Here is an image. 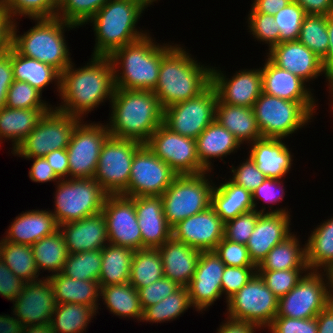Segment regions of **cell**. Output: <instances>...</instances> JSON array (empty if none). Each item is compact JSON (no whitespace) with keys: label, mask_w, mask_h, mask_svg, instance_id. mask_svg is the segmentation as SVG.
I'll return each instance as SVG.
<instances>
[{"label":"cell","mask_w":333,"mask_h":333,"mask_svg":"<svg viewBox=\"0 0 333 333\" xmlns=\"http://www.w3.org/2000/svg\"><path fill=\"white\" fill-rule=\"evenodd\" d=\"M181 286L169 278H161L147 287L137 289L142 309L157 304L165 297L177 291Z\"/></svg>","instance_id":"94428289"},{"label":"cell","mask_w":333,"mask_h":333,"mask_svg":"<svg viewBox=\"0 0 333 333\" xmlns=\"http://www.w3.org/2000/svg\"><path fill=\"white\" fill-rule=\"evenodd\" d=\"M240 142L226 128L214 120L196 139L197 156L201 165L212 172L215 158L224 161L223 157L237 153ZM214 158V159H213ZM213 159V160H212Z\"/></svg>","instance_id":"4dcf8cb0"},{"label":"cell","mask_w":333,"mask_h":333,"mask_svg":"<svg viewBox=\"0 0 333 333\" xmlns=\"http://www.w3.org/2000/svg\"><path fill=\"white\" fill-rule=\"evenodd\" d=\"M257 273V267H236L225 266L221 290L222 296L227 300L238 292L255 274Z\"/></svg>","instance_id":"91938a15"},{"label":"cell","mask_w":333,"mask_h":333,"mask_svg":"<svg viewBox=\"0 0 333 333\" xmlns=\"http://www.w3.org/2000/svg\"><path fill=\"white\" fill-rule=\"evenodd\" d=\"M35 263L39 273L46 271L52 276L61 272L65 263L68 251L63 234L60 230L45 236L31 245ZM42 270V272H40ZM44 270V271H43Z\"/></svg>","instance_id":"60d3db41"},{"label":"cell","mask_w":333,"mask_h":333,"mask_svg":"<svg viewBox=\"0 0 333 333\" xmlns=\"http://www.w3.org/2000/svg\"><path fill=\"white\" fill-rule=\"evenodd\" d=\"M247 146V155L266 178L283 180L292 169L294 155L283 139L262 137Z\"/></svg>","instance_id":"4316f807"},{"label":"cell","mask_w":333,"mask_h":333,"mask_svg":"<svg viewBox=\"0 0 333 333\" xmlns=\"http://www.w3.org/2000/svg\"><path fill=\"white\" fill-rule=\"evenodd\" d=\"M96 313L91 306L76 303L57 304L50 323L55 333H84L92 318L97 316Z\"/></svg>","instance_id":"7bdbcfd3"},{"label":"cell","mask_w":333,"mask_h":333,"mask_svg":"<svg viewBox=\"0 0 333 333\" xmlns=\"http://www.w3.org/2000/svg\"><path fill=\"white\" fill-rule=\"evenodd\" d=\"M248 13L246 19V23H248L247 30L253 35L254 39L262 42V44H268V50L279 44L280 30L276 21H274V16L259 12Z\"/></svg>","instance_id":"db71d44e"},{"label":"cell","mask_w":333,"mask_h":333,"mask_svg":"<svg viewBox=\"0 0 333 333\" xmlns=\"http://www.w3.org/2000/svg\"><path fill=\"white\" fill-rule=\"evenodd\" d=\"M309 269L257 270L267 287L279 299L293 289Z\"/></svg>","instance_id":"11a10c76"},{"label":"cell","mask_w":333,"mask_h":333,"mask_svg":"<svg viewBox=\"0 0 333 333\" xmlns=\"http://www.w3.org/2000/svg\"><path fill=\"white\" fill-rule=\"evenodd\" d=\"M218 97L210 85L195 98L163 109V124L171 131L188 138L197 137L215 120Z\"/></svg>","instance_id":"2e32d148"},{"label":"cell","mask_w":333,"mask_h":333,"mask_svg":"<svg viewBox=\"0 0 333 333\" xmlns=\"http://www.w3.org/2000/svg\"><path fill=\"white\" fill-rule=\"evenodd\" d=\"M177 174L145 144L134 154L127 197L161 196Z\"/></svg>","instance_id":"ac0fdd59"},{"label":"cell","mask_w":333,"mask_h":333,"mask_svg":"<svg viewBox=\"0 0 333 333\" xmlns=\"http://www.w3.org/2000/svg\"><path fill=\"white\" fill-rule=\"evenodd\" d=\"M55 186L51 213L58 225L100 213L108 196L94 178L63 179Z\"/></svg>","instance_id":"9c48e42d"},{"label":"cell","mask_w":333,"mask_h":333,"mask_svg":"<svg viewBox=\"0 0 333 333\" xmlns=\"http://www.w3.org/2000/svg\"><path fill=\"white\" fill-rule=\"evenodd\" d=\"M244 160L236 167L232 164L230 170L233 174L229 179L252 193L264 182L266 176L257 168L249 156Z\"/></svg>","instance_id":"680465c9"},{"label":"cell","mask_w":333,"mask_h":333,"mask_svg":"<svg viewBox=\"0 0 333 333\" xmlns=\"http://www.w3.org/2000/svg\"><path fill=\"white\" fill-rule=\"evenodd\" d=\"M305 242L310 271H328L333 267V217L311 230Z\"/></svg>","instance_id":"74e56055"},{"label":"cell","mask_w":333,"mask_h":333,"mask_svg":"<svg viewBox=\"0 0 333 333\" xmlns=\"http://www.w3.org/2000/svg\"><path fill=\"white\" fill-rule=\"evenodd\" d=\"M25 281L0 261V295L13 302L22 292Z\"/></svg>","instance_id":"be15d7a7"},{"label":"cell","mask_w":333,"mask_h":333,"mask_svg":"<svg viewBox=\"0 0 333 333\" xmlns=\"http://www.w3.org/2000/svg\"><path fill=\"white\" fill-rule=\"evenodd\" d=\"M53 288L57 304L76 303L91 306L97 313L101 287L98 281L76 280L61 273L48 277ZM99 298V299H98Z\"/></svg>","instance_id":"836d02e7"},{"label":"cell","mask_w":333,"mask_h":333,"mask_svg":"<svg viewBox=\"0 0 333 333\" xmlns=\"http://www.w3.org/2000/svg\"><path fill=\"white\" fill-rule=\"evenodd\" d=\"M12 333H55L51 323L43 325H31L22 328H10Z\"/></svg>","instance_id":"11e5206c"},{"label":"cell","mask_w":333,"mask_h":333,"mask_svg":"<svg viewBox=\"0 0 333 333\" xmlns=\"http://www.w3.org/2000/svg\"><path fill=\"white\" fill-rule=\"evenodd\" d=\"M109 136L105 123H88L82 120L76 126L66 148L68 179L94 178L101 148Z\"/></svg>","instance_id":"9a60e30c"},{"label":"cell","mask_w":333,"mask_h":333,"mask_svg":"<svg viewBox=\"0 0 333 333\" xmlns=\"http://www.w3.org/2000/svg\"><path fill=\"white\" fill-rule=\"evenodd\" d=\"M89 60L79 68L72 62L61 73V103L54 107L81 120L102 103L111 102L115 89L110 57L91 55Z\"/></svg>","instance_id":"6da1fadb"},{"label":"cell","mask_w":333,"mask_h":333,"mask_svg":"<svg viewBox=\"0 0 333 333\" xmlns=\"http://www.w3.org/2000/svg\"><path fill=\"white\" fill-rule=\"evenodd\" d=\"M134 250L107 244L102 249V264L99 276L100 287L129 282Z\"/></svg>","instance_id":"ab89813d"},{"label":"cell","mask_w":333,"mask_h":333,"mask_svg":"<svg viewBox=\"0 0 333 333\" xmlns=\"http://www.w3.org/2000/svg\"><path fill=\"white\" fill-rule=\"evenodd\" d=\"M265 59L261 67L263 93L293 102H317L308 83Z\"/></svg>","instance_id":"83f0119b"},{"label":"cell","mask_w":333,"mask_h":333,"mask_svg":"<svg viewBox=\"0 0 333 333\" xmlns=\"http://www.w3.org/2000/svg\"><path fill=\"white\" fill-rule=\"evenodd\" d=\"M317 333H333V300L316 316Z\"/></svg>","instance_id":"753ad0ef"},{"label":"cell","mask_w":333,"mask_h":333,"mask_svg":"<svg viewBox=\"0 0 333 333\" xmlns=\"http://www.w3.org/2000/svg\"><path fill=\"white\" fill-rule=\"evenodd\" d=\"M102 250L68 254L61 274L76 280L98 281L102 264Z\"/></svg>","instance_id":"bcb514c9"},{"label":"cell","mask_w":333,"mask_h":333,"mask_svg":"<svg viewBox=\"0 0 333 333\" xmlns=\"http://www.w3.org/2000/svg\"><path fill=\"white\" fill-rule=\"evenodd\" d=\"M224 323L220 324L216 333H256L257 330H262L258 325L251 322L238 321L226 317ZM257 329V330H256Z\"/></svg>","instance_id":"89a4df30"},{"label":"cell","mask_w":333,"mask_h":333,"mask_svg":"<svg viewBox=\"0 0 333 333\" xmlns=\"http://www.w3.org/2000/svg\"><path fill=\"white\" fill-rule=\"evenodd\" d=\"M327 30L329 34V48L327 55L322 59L325 70L333 79V13L327 16Z\"/></svg>","instance_id":"34e18365"},{"label":"cell","mask_w":333,"mask_h":333,"mask_svg":"<svg viewBox=\"0 0 333 333\" xmlns=\"http://www.w3.org/2000/svg\"><path fill=\"white\" fill-rule=\"evenodd\" d=\"M107 128L110 136L145 144L163 123V108L153 91L114 89Z\"/></svg>","instance_id":"3957f363"},{"label":"cell","mask_w":333,"mask_h":333,"mask_svg":"<svg viewBox=\"0 0 333 333\" xmlns=\"http://www.w3.org/2000/svg\"><path fill=\"white\" fill-rule=\"evenodd\" d=\"M163 277V264L158 249L144 248L134 252L129 277L131 285L139 289Z\"/></svg>","instance_id":"ee69618b"},{"label":"cell","mask_w":333,"mask_h":333,"mask_svg":"<svg viewBox=\"0 0 333 333\" xmlns=\"http://www.w3.org/2000/svg\"><path fill=\"white\" fill-rule=\"evenodd\" d=\"M317 107L316 102H293L262 92L252 108L262 137L285 139L312 122Z\"/></svg>","instance_id":"52a82bcc"},{"label":"cell","mask_w":333,"mask_h":333,"mask_svg":"<svg viewBox=\"0 0 333 333\" xmlns=\"http://www.w3.org/2000/svg\"><path fill=\"white\" fill-rule=\"evenodd\" d=\"M145 1L149 6L153 5L154 3L153 2H158V0H143Z\"/></svg>","instance_id":"979ff035"},{"label":"cell","mask_w":333,"mask_h":333,"mask_svg":"<svg viewBox=\"0 0 333 333\" xmlns=\"http://www.w3.org/2000/svg\"><path fill=\"white\" fill-rule=\"evenodd\" d=\"M329 96H330V100H331V102H330V104L329 105H331V108H332V110H333V87L329 90Z\"/></svg>","instance_id":"b9fcfbb0"},{"label":"cell","mask_w":333,"mask_h":333,"mask_svg":"<svg viewBox=\"0 0 333 333\" xmlns=\"http://www.w3.org/2000/svg\"><path fill=\"white\" fill-rule=\"evenodd\" d=\"M291 214L262 213L255 225L246 247L253 263L258 266L269 251L283 242L291 232Z\"/></svg>","instance_id":"cb8c5ba5"},{"label":"cell","mask_w":333,"mask_h":333,"mask_svg":"<svg viewBox=\"0 0 333 333\" xmlns=\"http://www.w3.org/2000/svg\"><path fill=\"white\" fill-rule=\"evenodd\" d=\"M165 278L180 286H187L192 280L201 251L171 237L158 248Z\"/></svg>","instance_id":"f546056e"},{"label":"cell","mask_w":333,"mask_h":333,"mask_svg":"<svg viewBox=\"0 0 333 333\" xmlns=\"http://www.w3.org/2000/svg\"><path fill=\"white\" fill-rule=\"evenodd\" d=\"M44 157L60 180L68 179L69 162L66 149L53 150Z\"/></svg>","instance_id":"003e7915"},{"label":"cell","mask_w":333,"mask_h":333,"mask_svg":"<svg viewBox=\"0 0 333 333\" xmlns=\"http://www.w3.org/2000/svg\"><path fill=\"white\" fill-rule=\"evenodd\" d=\"M81 121L53 106L12 154L23 158H36L44 157L53 150L66 149L74 129Z\"/></svg>","instance_id":"8fae6325"},{"label":"cell","mask_w":333,"mask_h":333,"mask_svg":"<svg viewBox=\"0 0 333 333\" xmlns=\"http://www.w3.org/2000/svg\"><path fill=\"white\" fill-rule=\"evenodd\" d=\"M0 333H12L10 330L5 329L1 324H0Z\"/></svg>","instance_id":"09005b40"},{"label":"cell","mask_w":333,"mask_h":333,"mask_svg":"<svg viewBox=\"0 0 333 333\" xmlns=\"http://www.w3.org/2000/svg\"><path fill=\"white\" fill-rule=\"evenodd\" d=\"M27 160H32L33 163L28 172V176L32 182L35 183H47L55 182L57 183L60 179L57 177L52 167L49 165L45 157L36 158H24Z\"/></svg>","instance_id":"03108f58"},{"label":"cell","mask_w":333,"mask_h":333,"mask_svg":"<svg viewBox=\"0 0 333 333\" xmlns=\"http://www.w3.org/2000/svg\"><path fill=\"white\" fill-rule=\"evenodd\" d=\"M300 242L297 233L293 232L269 251L257 266V270L309 269L306 261V244L300 245Z\"/></svg>","instance_id":"f35d334b"},{"label":"cell","mask_w":333,"mask_h":333,"mask_svg":"<svg viewBox=\"0 0 333 333\" xmlns=\"http://www.w3.org/2000/svg\"><path fill=\"white\" fill-rule=\"evenodd\" d=\"M50 109H0V143L11 140V153L34 130L39 120Z\"/></svg>","instance_id":"d6a6232c"},{"label":"cell","mask_w":333,"mask_h":333,"mask_svg":"<svg viewBox=\"0 0 333 333\" xmlns=\"http://www.w3.org/2000/svg\"><path fill=\"white\" fill-rule=\"evenodd\" d=\"M306 15L303 8L294 0L274 15V21L280 30L279 43L298 39Z\"/></svg>","instance_id":"816d5d0a"},{"label":"cell","mask_w":333,"mask_h":333,"mask_svg":"<svg viewBox=\"0 0 333 333\" xmlns=\"http://www.w3.org/2000/svg\"><path fill=\"white\" fill-rule=\"evenodd\" d=\"M150 7L143 0H109L87 22L95 36L92 56H110L121 48L144 37L149 30H138L143 11ZM147 31V32H146Z\"/></svg>","instance_id":"277c9868"},{"label":"cell","mask_w":333,"mask_h":333,"mask_svg":"<svg viewBox=\"0 0 333 333\" xmlns=\"http://www.w3.org/2000/svg\"><path fill=\"white\" fill-rule=\"evenodd\" d=\"M137 222L141 230L142 249H158L172 237L166 221L161 196L133 197Z\"/></svg>","instance_id":"d4e9b609"},{"label":"cell","mask_w":333,"mask_h":333,"mask_svg":"<svg viewBox=\"0 0 333 333\" xmlns=\"http://www.w3.org/2000/svg\"><path fill=\"white\" fill-rule=\"evenodd\" d=\"M172 237L199 251H214L224 238V222L210 206L172 228Z\"/></svg>","instance_id":"603a6c76"},{"label":"cell","mask_w":333,"mask_h":333,"mask_svg":"<svg viewBox=\"0 0 333 333\" xmlns=\"http://www.w3.org/2000/svg\"><path fill=\"white\" fill-rule=\"evenodd\" d=\"M225 180L220 185H214L211 194V207L224 223L242 213L254 210L252 193L229 178Z\"/></svg>","instance_id":"e575fe53"},{"label":"cell","mask_w":333,"mask_h":333,"mask_svg":"<svg viewBox=\"0 0 333 333\" xmlns=\"http://www.w3.org/2000/svg\"><path fill=\"white\" fill-rule=\"evenodd\" d=\"M13 81L10 46L6 52L0 54V109L6 105L7 93Z\"/></svg>","instance_id":"e7e4bbea"},{"label":"cell","mask_w":333,"mask_h":333,"mask_svg":"<svg viewBox=\"0 0 333 333\" xmlns=\"http://www.w3.org/2000/svg\"><path fill=\"white\" fill-rule=\"evenodd\" d=\"M327 272H328V276L330 279V288H331V294L333 297V267H331Z\"/></svg>","instance_id":"2a66077c"},{"label":"cell","mask_w":333,"mask_h":333,"mask_svg":"<svg viewBox=\"0 0 333 333\" xmlns=\"http://www.w3.org/2000/svg\"><path fill=\"white\" fill-rule=\"evenodd\" d=\"M279 299L267 287L259 274H255L227 304L228 318L251 322L265 330L278 312Z\"/></svg>","instance_id":"4fadbf2b"},{"label":"cell","mask_w":333,"mask_h":333,"mask_svg":"<svg viewBox=\"0 0 333 333\" xmlns=\"http://www.w3.org/2000/svg\"><path fill=\"white\" fill-rule=\"evenodd\" d=\"M0 258L23 281L31 282L40 279L31 245L16 244L2 238L0 240Z\"/></svg>","instance_id":"b9f144b4"},{"label":"cell","mask_w":333,"mask_h":333,"mask_svg":"<svg viewBox=\"0 0 333 333\" xmlns=\"http://www.w3.org/2000/svg\"><path fill=\"white\" fill-rule=\"evenodd\" d=\"M103 305L119 318L137 319L141 322L143 309L137 289L129 282L101 287Z\"/></svg>","instance_id":"8d00e7d4"},{"label":"cell","mask_w":333,"mask_h":333,"mask_svg":"<svg viewBox=\"0 0 333 333\" xmlns=\"http://www.w3.org/2000/svg\"><path fill=\"white\" fill-rule=\"evenodd\" d=\"M307 15L328 16L333 13V0H294Z\"/></svg>","instance_id":"a7ac6f4b"},{"label":"cell","mask_w":333,"mask_h":333,"mask_svg":"<svg viewBox=\"0 0 333 333\" xmlns=\"http://www.w3.org/2000/svg\"><path fill=\"white\" fill-rule=\"evenodd\" d=\"M56 305L54 288L48 277L25 282L22 292L13 301V316L0 314V324L9 330L50 323Z\"/></svg>","instance_id":"7c38bea8"},{"label":"cell","mask_w":333,"mask_h":333,"mask_svg":"<svg viewBox=\"0 0 333 333\" xmlns=\"http://www.w3.org/2000/svg\"><path fill=\"white\" fill-rule=\"evenodd\" d=\"M284 182L282 179H273V178H266L264 182L255 190L252 192V200L254 204V210L260 211L262 213H285L290 214L288 211V208H276L274 209L273 205L281 202L285 196L286 191L284 187ZM263 201L268 205L269 210L266 211V205L260 207L259 210L257 207V204L259 201ZM258 201V203H257ZM272 204V205H271Z\"/></svg>","instance_id":"f5cc1de1"},{"label":"cell","mask_w":333,"mask_h":333,"mask_svg":"<svg viewBox=\"0 0 333 333\" xmlns=\"http://www.w3.org/2000/svg\"><path fill=\"white\" fill-rule=\"evenodd\" d=\"M266 55L275 65L300 77L306 83L324 74L327 88L330 90L333 87V79L325 70L322 59L298 40L281 42L268 50Z\"/></svg>","instance_id":"7402d4cb"},{"label":"cell","mask_w":333,"mask_h":333,"mask_svg":"<svg viewBox=\"0 0 333 333\" xmlns=\"http://www.w3.org/2000/svg\"><path fill=\"white\" fill-rule=\"evenodd\" d=\"M297 40L323 59L329 48L327 16L306 15Z\"/></svg>","instance_id":"7dc6e473"},{"label":"cell","mask_w":333,"mask_h":333,"mask_svg":"<svg viewBox=\"0 0 333 333\" xmlns=\"http://www.w3.org/2000/svg\"><path fill=\"white\" fill-rule=\"evenodd\" d=\"M225 266L257 267L250 258L245 244L231 242L223 238L214 249Z\"/></svg>","instance_id":"6f0895ef"},{"label":"cell","mask_w":333,"mask_h":333,"mask_svg":"<svg viewBox=\"0 0 333 333\" xmlns=\"http://www.w3.org/2000/svg\"><path fill=\"white\" fill-rule=\"evenodd\" d=\"M292 0H253L249 12H259L274 16Z\"/></svg>","instance_id":"2644e50d"},{"label":"cell","mask_w":333,"mask_h":333,"mask_svg":"<svg viewBox=\"0 0 333 333\" xmlns=\"http://www.w3.org/2000/svg\"><path fill=\"white\" fill-rule=\"evenodd\" d=\"M225 264L214 251H202L192 280L186 286L193 310H208L222 298L221 282Z\"/></svg>","instance_id":"44dd1931"},{"label":"cell","mask_w":333,"mask_h":333,"mask_svg":"<svg viewBox=\"0 0 333 333\" xmlns=\"http://www.w3.org/2000/svg\"><path fill=\"white\" fill-rule=\"evenodd\" d=\"M109 0H57L56 17L82 27Z\"/></svg>","instance_id":"681fc988"},{"label":"cell","mask_w":333,"mask_h":333,"mask_svg":"<svg viewBox=\"0 0 333 333\" xmlns=\"http://www.w3.org/2000/svg\"><path fill=\"white\" fill-rule=\"evenodd\" d=\"M145 145L177 175H195L207 171L198 159L196 140L171 131L163 123Z\"/></svg>","instance_id":"e0dca14e"},{"label":"cell","mask_w":333,"mask_h":333,"mask_svg":"<svg viewBox=\"0 0 333 333\" xmlns=\"http://www.w3.org/2000/svg\"><path fill=\"white\" fill-rule=\"evenodd\" d=\"M210 173L206 171L195 175H177L161 195L164 216L171 228L211 206L215 183L210 178Z\"/></svg>","instance_id":"ba28073f"},{"label":"cell","mask_w":333,"mask_h":333,"mask_svg":"<svg viewBox=\"0 0 333 333\" xmlns=\"http://www.w3.org/2000/svg\"><path fill=\"white\" fill-rule=\"evenodd\" d=\"M192 308L187 287L181 286L177 291L165 297L157 304L143 310L141 322L163 323L179 319L181 314Z\"/></svg>","instance_id":"f6af8a7d"},{"label":"cell","mask_w":333,"mask_h":333,"mask_svg":"<svg viewBox=\"0 0 333 333\" xmlns=\"http://www.w3.org/2000/svg\"><path fill=\"white\" fill-rule=\"evenodd\" d=\"M260 211L250 210L224 223V238L235 243L247 244L259 216Z\"/></svg>","instance_id":"9f6ffc18"},{"label":"cell","mask_w":333,"mask_h":333,"mask_svg":"<svg viewBox=\"0 0 333 333\" xmlns=\"http://www.w3.org/2000/svg\"><path fill=\"white\" fill-rule=\"evenodd\" d=\"M217 68L212 66L211 85L218 99L232 106L253 107L262 93L261 67L241 69L231 77Z\"/></svg>","instance_id":"ffe728a7"},{"label":"cell","mask_w":333,"mask_h":333,"mask_svg":"<svg viewBox=\"0 0 333 333\" xmlns=\"http://www.w3.org/2000/svg\"><path fill=\"white\" fill-rule=\"evenodd\" d=\"M333 300L327 271H307L296 286L279 298L277 316L315 318Z\"/></svg>","instance_id":"30bf717a"},{"label":"cell","mask_w":333,"mask_h":333,"mask_svg":"<svg viewBox=\"0 0 333 333\" xmlns=\"http://www.w3.org/2000/svg\"><path fill=\"white\" fill-rule=\"evenodd\" d=\"M267 328L270 333H317L318 331L316 317L296 319L276 315Z\"/></svg>","instance_id":"6125c7cd"},{"label":"cell","mask_w":333,"mask_h":333,"mask_svg":"<svg viewBox=\"0 0 333 333\" xmlns=\"http://www.w3.org/2000/svg\"><path fill=\"white\" fill-rule=\"evenodd\" d=\"M68 254L102 250L109 244L106 220L102 213L59 225Z\"/></svg>","instance_id":"484cf974"},{"label":"cell","mask_w":333,"mask_h":333,"mask_svg":"<svg viewBox=\"0 0 333 333\" xmlns=\"http://www.w3.org/2000/svg\"><path fill=\"white\" fill-rule=\"evenodd\" d=\"M12 21L0 2V54L6 52L11 43Z\"/></svg>","instance_id":"8c879c8a"},{"label":"cell","mask_w":333,"mask_h":333,"mask_svg":"<svg viewBox=\"0 0 333 333\" xmlns=\"http://www.w3.org/2000/svg\"><path fill=\"white\" fill-rule=\"evenodd\" d=\"M12 22L20 16L30 19L54 18L57 0H0Z\"/></svg>","instance_id":"c3c4849f"},{"label":"cell","mask_w":333,"mask_h":333,"mask_svg":"<svg viewBox=\"0 0 333 333\" xmlns=\"http://www.w3.org/2000/svg\"><path fill=\"white\" fill-rule=\"evenodd\" d=\"M215 120L232 133L241 145H249L262 138L252 107L232 106L218 99Z\"/></svg>","instance_id":"1f68e13d"},{"label":"cell","mask_w":333,"mask_h":333,"mask_svg":"<svg viewBox=\"0 0 333 333\" xmlns=\"http://www.w3.org/2000/svg\"><path fill=\"white\" fill-rule=\"evenodd\" d=\"M11 60L14 80L27 82L41 93L50 83L54 84L59 96L61 73L57 69L36 59L20 55L12 47Z\"/></svg>","instance_id":"d590c367"},{"label":"cell","mask_w":333,"mask_h":333,"mask_svg":"<svg viewBox=\"0 0 333 333\" xmlns=\"http://www.w3.org/2000/svg\"><path fill=\"white\" fill-rule=\"evenodd\" d=\"M57 230H59V225L51 210L32 209L16 216L5 231L6 235L3 238L16 244L33 245Z\"/></svg>","instance_id":"f1b7e54d"},{"label":"cell","mask_w":333,"mask_h":333,"mask_svg":"<svg viewBox=\"0 0 333 333\" xmlns=\"http://www.w3.org/2000/svg\"><path fill=\"white\" fill-rule=\"evenodd\" d=\"M143 144L109 136L104 142L94 179L108 195L123 194L128 188L132 160Z\"/></svg>","instance_id":"5bb4252c"},{"label":"cell","mask_w":333,"mask_h":333,"mask_svg":"<svg viewBox=\"0 0 333 333\" xmlns=\"http://www.w3.org/2000/svg\"><path fill=\"white\" fill-rule=\"evenodd\" d=\"M30 20L35 21V26L23 35L17 34L20 33L19 22H12L10 46L18 54L48 64L62 73L73 62L65 32L79 27L58 17Z\"/></svg>","instance_id":"5b68a950"},{"label":"cell","mask_w":333,"mask_h":333,"mask_svg":"<svg viewBox=\"0 0 333 333\" xmlns=\"http://www.w3.org/2000/svg\"><path fill=\"white\" fill-rule=\"evenodd\" d=\"M102 213L106 220L109 244L130 248L134 251L142 249L141 230L137 222V214L133 197L108 195Z\"/></svg>","instance_id":"d6986e66"},{"label":"cell","mask_w":333,"mask_h":333,"mask_svg":"<svg viewBox=\"0 0 333 333\" xmlns=\"http://www.w3.org/2000/svg\"><path fill=\"white\" fill-rule=\"evenodd\" d=\"M170 43H163L158 82L153 90L163 109L195 98L211 85L212 66L198 62L181 44Z\"/></svg>","instance_id":"7a4b0ae2"},{"label":"cell","mask_w":333,"mask_h":333,"mask_svg":"<svg viewBox=\"0 0 333 333\" xmlns=\"http://www.w3.org/2000/svg\"><path fill=\"white\" fill-rule=\"evenodd\" d=\"M150 33L116 49L109 57L113 64L114 86L117 89L153 91L158 82L163 43Z\"/></svg>","instance_id":"8992f818"},{"label":"cell","mask_w":333,"mask_h":333,"mask_svg":"<svg viewBox=\"0 0 333 333\" xmlns=\"http://www.w3.org/2000/svg\"><path fill=\"white\" fill-rule=\"evenodd\" d=\"M41 98L42 93L29 83L14 80L9 87L5 106L11 109H51L52 105Z\"/></svg>","instance_id":"f907efd6"}]
</instances>
